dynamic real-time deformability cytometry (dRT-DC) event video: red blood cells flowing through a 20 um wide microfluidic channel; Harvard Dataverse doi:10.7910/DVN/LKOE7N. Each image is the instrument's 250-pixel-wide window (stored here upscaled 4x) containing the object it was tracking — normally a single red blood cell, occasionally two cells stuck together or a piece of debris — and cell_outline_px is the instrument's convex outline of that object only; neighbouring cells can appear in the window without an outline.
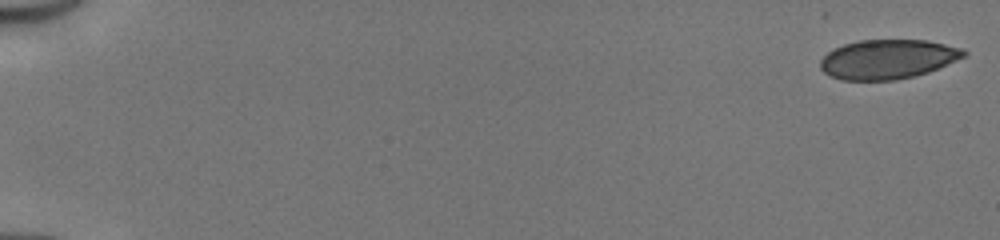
{"species": "human", "species_latin": "Homo sapiens", "temperature_condition": "cold", "stored_images_in_passage": 18, "camera_frame_rate_fps": 3000, "um_per_image_px": 0.085, "donor": {"sex": "male"}, "frame": {"image": 1, "passage_image": 1, "time_ms": 0.0, "image_size_px": [1000, 240], "cell_outline_px": [[968, 56], [928, 72], [916, 76], [896, 80], [840, 80], [828, 76], [820, 68], [820, 60], [832, 48], [844, 44], [860, 40], [928, 40], [964, 48], [968, 52]], "centroid_in_image_um": [75.48, 5.03], "position_along_channel_um": 9.5, "area_um2": 33.41}}
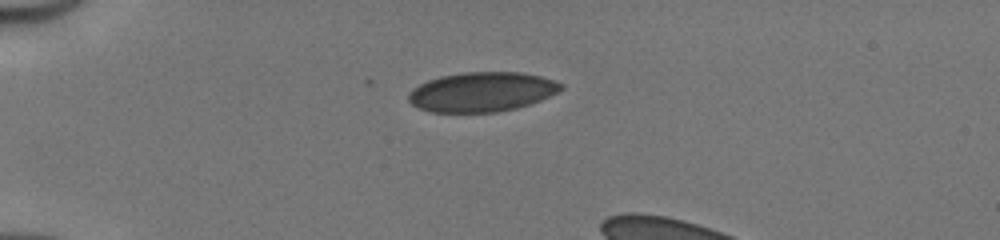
{"frame": {"image": 2, "passage_image": 12, "time_ms": 3.667, "image_size_px": [1000, 240], "cell_outline_px": [[564, 88], [540, 100], [516, 108], [496, 112], [432, 112], [420, 108], [412, 104], [408, 100], [408, 92], [412, 88], [428, 80], [440, 76], [464, 72], [520, 72], [540, 76], [564, 84]], "centroid_in_image_um": [40.93, 7.8], "position_along_channel_um": 44.1, "area_um2": 35.03}}
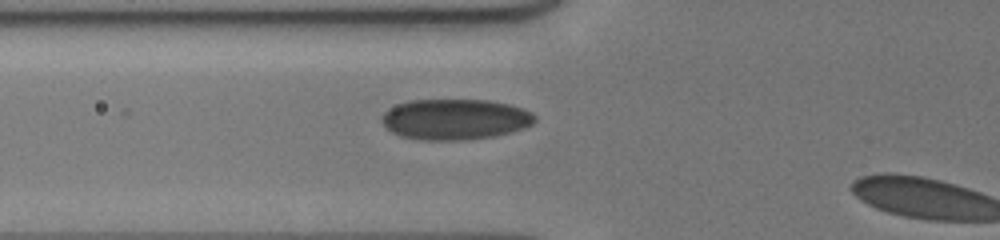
{"frame": {"image": 3, "passage_image": 17, "time_ms": 5.333, "image_size_px": [1000, 240], "cell_outline_px": [[536, 120], [532, 124], [524, 128], [512, 132], [496, 136], [468, 140], [420, 140], [400, 136], [392, 132], [380, 120], [384, 112], [388, 108], [396, 104], [408, 100], [488, 100], [512, 104], [524, 108], [532, 112], [536, 116]], "centroid_in_image_um": [38.7, 10.14], "position_along_channel_um": 87.1, "area_um2": 36.82}}